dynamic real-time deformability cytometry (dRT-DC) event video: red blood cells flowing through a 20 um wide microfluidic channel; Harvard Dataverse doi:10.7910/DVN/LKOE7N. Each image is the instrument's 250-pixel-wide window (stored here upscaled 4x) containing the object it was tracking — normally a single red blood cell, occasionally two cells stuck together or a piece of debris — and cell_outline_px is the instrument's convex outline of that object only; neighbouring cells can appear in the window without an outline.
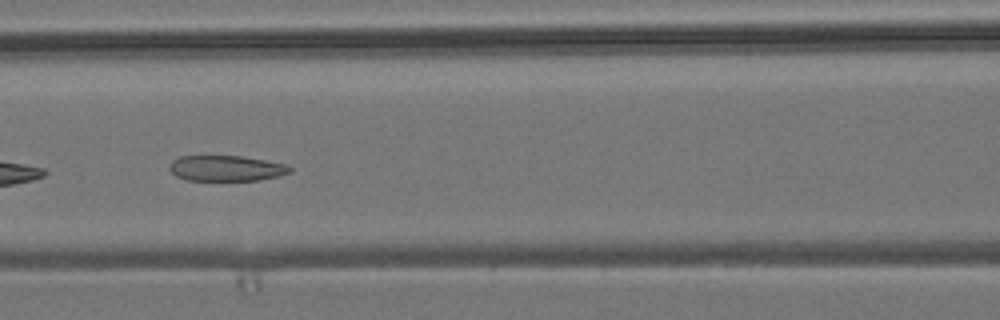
{"species": "common noctule bat (a hibernating species)", "species_latin": "Nyctalus noctula", "temperature_condition": "room temperature", "stored_images_in_passage": 7, "camera_frame_rate_fps": 3000, "um_per_image_px": 0.085, "animal": {"sex": "male", "body_mass_g": 19.2, "forearm_length_mm": 51.8}, "frame": {"image": 1, "passage_image": 5, "time_ms": 1.333, "image_size_px": [1000, 320], "cell_outline_px": [[292, 172], [280, 176], [260, 180], [188, 180], [176, 176], [168, 168], [172, 160], [180, 156], [240, 156], [288, 164], [292, 168]], "centroid_in_image_um": [19.26, 14.3], "position_along_channel_um": 147.3, "area_um2": 18.03}}
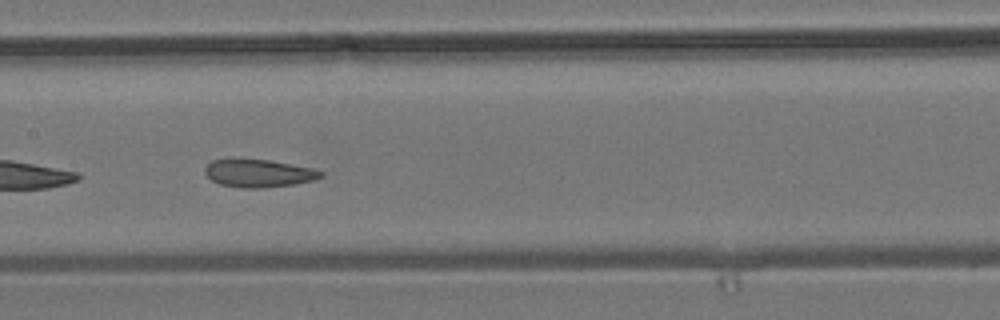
{"frame": {"image": 2, "passage_image": 6, "time_ms": 1.667, "image_size_px": [1000, 320], "cell_outline_px": [[324, 176], [312, 180], [296, 184], [260, 188], [240, 188], [220, 184], [212, 180], [204, 172], [204, 168], [212, 160], [232, 156], [268, 160], [312, 168], [324, 172]], "centroid_in_image_um": [21.92, 14.69], "position_along_channel_um": 185.5, "area_um2": 19.31}}
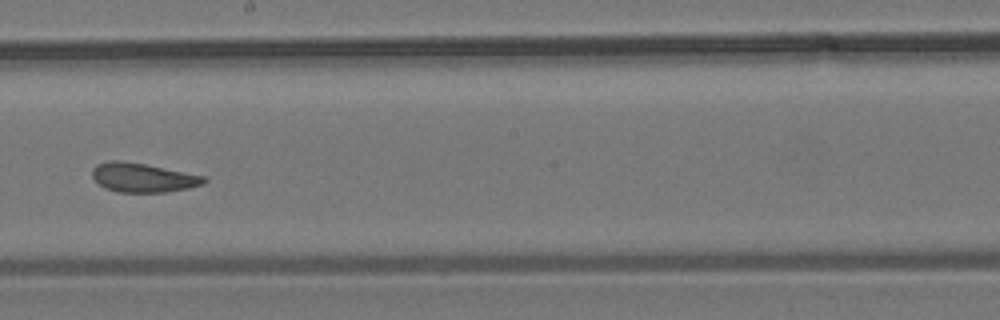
{"frame": {"image": 3, "passage_image": 7, "time_ms": 2.0, "image_size_px": [1000, 320], "cell_outline_px": [[208, 180], [204, 184], [188, 188], [168, 192], [116, 192], [104, 188], [92, 176], [92, 168], [96, 164], [112, 160], [120, 160], [144, 164], [204, 176]], "centroid_in_image_um": [12.13, 15.1], "position_along_channel_um": 236.1, "area_um2": 18.9}}